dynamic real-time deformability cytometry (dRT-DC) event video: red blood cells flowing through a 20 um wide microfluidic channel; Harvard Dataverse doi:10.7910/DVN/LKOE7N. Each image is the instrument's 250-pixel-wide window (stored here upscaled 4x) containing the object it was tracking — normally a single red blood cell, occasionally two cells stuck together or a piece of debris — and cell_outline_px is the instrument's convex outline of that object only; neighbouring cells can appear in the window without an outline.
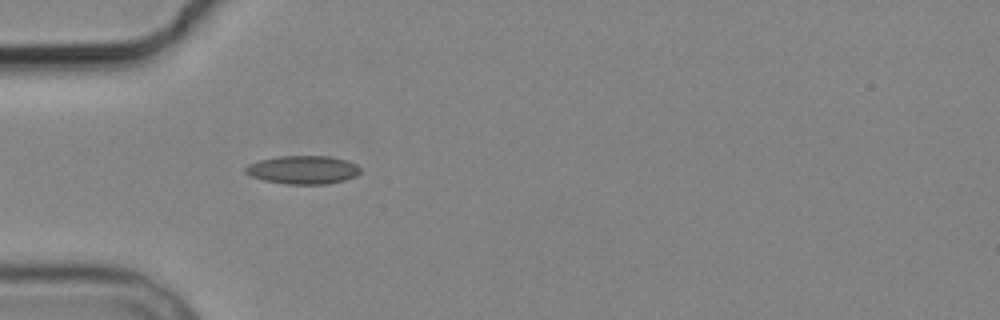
{"species": "common noctule bat (a hibernating species)", "species_latin": "Nyctalus noctula", "temperature_condition": "cold", "stored_images_in_passage": 1, "camera_frame_rate_fps": 3000, "um_per_image_px": 0.085, "animal": {"sex": "male", "body_mass_g": 19.2, "forearm_length_mm": 51.8}, "frame": {"image": 1, "passage_image": 1, "time_ms": 0.0, "image_size_px": [1000, 320], "cell_outline_px": [[360, 172], [356, 176], [344, 180], [328, 184], [288, 184], [264, 180], [252, 176], [244, 172], [244, 168], [248, 164], [260, 160], [280, 156], [328, 156], [344, 160], [356, 164], [360, 168]], "centroid_in_image_um": [25.75, 14.44], "position_along_channel_um": 59.3, "area_um2": 18.84}}